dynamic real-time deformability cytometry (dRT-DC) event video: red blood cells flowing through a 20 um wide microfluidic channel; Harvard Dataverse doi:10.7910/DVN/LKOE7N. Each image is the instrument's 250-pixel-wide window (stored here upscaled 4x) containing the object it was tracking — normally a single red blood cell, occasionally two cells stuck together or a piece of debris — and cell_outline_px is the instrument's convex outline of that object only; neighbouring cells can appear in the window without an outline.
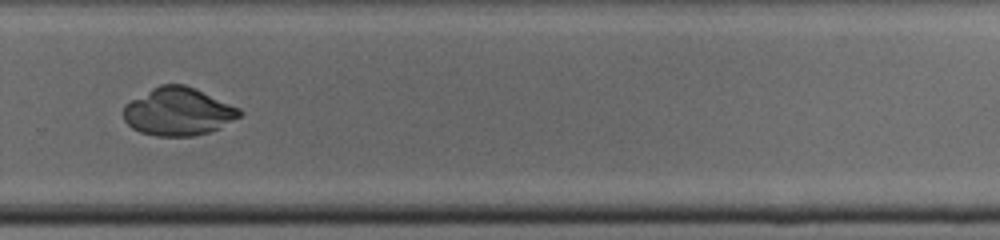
{"species": "common noctule bat (a hibernating species)", "species_latin": "Nyctalus noctula", "temperature_condition": "cold", "stored_images_in_passage": 41, "camera_frame_rate_fps": 3000, "um_per_image_px": 0.085, "animal": {"sex": "male", "body_mass_g": 19.0, "forearm_length_mm": 50.8}, "frame": {"image": 1, "passage_image": 28, "time_ms": 9.0, "image_size_px": [1000, 240], "cell_outline_px": [[244, 112], [240, 116], [220, 128], [208, 132], [192, 136], [156, 136], [140, 132], [132, 128], [124, 120], [124, 104], [152, 88], [160, 84], [184, 84], [196, 88], [240, 108]], "centroid_in_image_um": [15.16, 9.48], "position_along_channel_um": 314.6, "area_um2": 32.48}}